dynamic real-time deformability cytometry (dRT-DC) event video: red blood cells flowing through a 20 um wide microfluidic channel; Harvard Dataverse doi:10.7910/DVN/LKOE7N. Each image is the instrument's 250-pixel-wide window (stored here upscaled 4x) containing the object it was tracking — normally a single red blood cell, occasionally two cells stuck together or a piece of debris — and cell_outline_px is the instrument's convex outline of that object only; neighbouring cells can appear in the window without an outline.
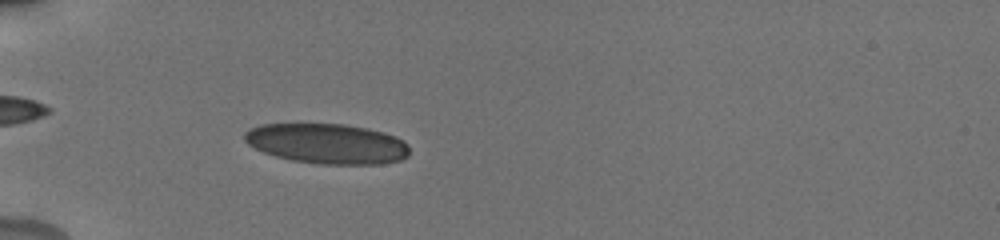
{"species": "human", "species_latin": "Homo sapiens", "temperature_condition": "cold", "stored_images_in_passage": 54, "camera_frame_rate_fps": 3000, "um_per_image_px": 0.085, "donor": {"sex": "male"}, "frame": {"image": 1, "passage_image": 17, "time_ms": 5.333, "image_size_px": [1000, 240], "cell_outline_px": [[408, 156], [400, 160], [380, 164], [320, 164], [292, 160], [276, 156], [264, 152], [248, 144], [244, 140], [244, 132], [248, 128], [260, 124], [344, 124], [368, 128], [384, 132], [396, 136], [404, 140], [408, 144]], "centroid_in_image_um": [27.81, 12.2], "position_along_channel_um": 57.2, "area_um2": 38.73}}
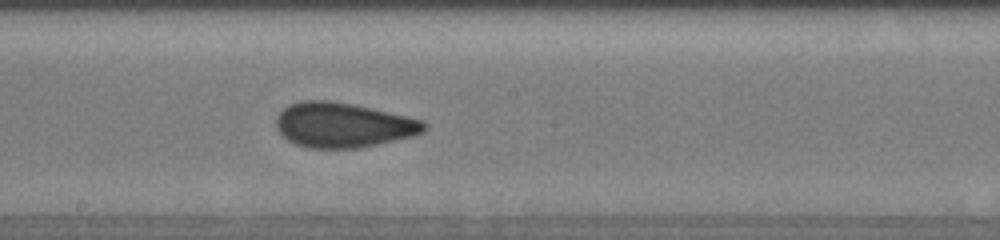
{"frame": {"image": 2, "passage_image": 31, "time_ms": 10.0, "image_size_px": [1000, 240], "cell_outline_px": [[428, 128], [424, 132], [412, 136], [360, 148], [308, 148], [296, 144], [288, 140], [280, 132], [276, 124], [276, 116], [288, 104], [300, 100], [328, 100], [352, 104], [424, 120], [428, 124]], "centroid_in_image_um": [29.17, 10.62], "position_along_channel_um": 219.0, "area_um2": 38.67}}
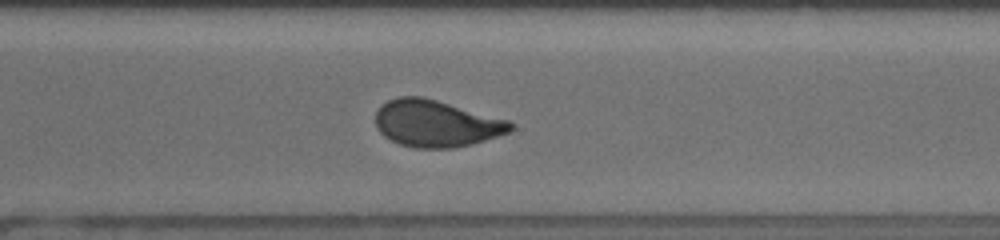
{"frame": {"image": 3, "passage_image": 40, "time_ms": 13.0, "image_size_px": [1000, 240], "cell_outline_px": [[516, 124], [512, 132], [472, 144], [452, 148], [416, 148], [400, 144], [384, 136], [376, 128], [376, 112], [380, 104], [388, 100], [400, 96], [420, 96], [436, 100], [508, 120]], "centroid_in_image_um": [37.08, 10.5], "position_along_channel_um": 333.5, "area_um2": 36.88}, "authors_computed_cell_mechanics": {"area_um2": 37.1365, "velocity_mm_per_s": 3.8198, "shape_relaxation_time_tau1_ms": 6.9893, "shape_relaxation_time_tau2_ms": 0.9142, "deformation_change_tau1": 0.1563, "deformation_change_tau2": 0.0549}}